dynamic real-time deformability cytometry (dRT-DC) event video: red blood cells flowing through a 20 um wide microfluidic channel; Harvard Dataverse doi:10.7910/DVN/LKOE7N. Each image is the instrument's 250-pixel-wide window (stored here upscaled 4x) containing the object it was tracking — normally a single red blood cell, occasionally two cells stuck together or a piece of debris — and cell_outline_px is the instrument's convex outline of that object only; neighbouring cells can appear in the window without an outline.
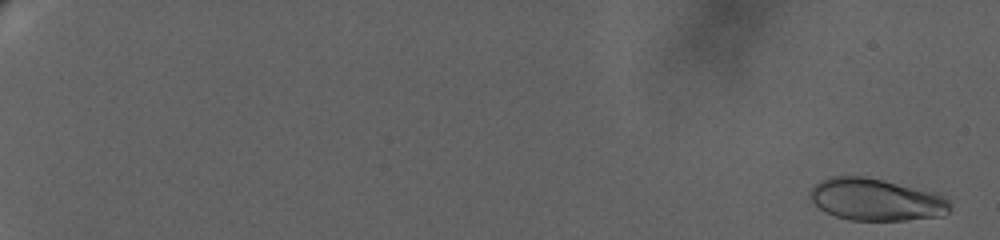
{"species": "human", "species_latin": "Homo sapiens", "temperature_condition": "warm", "stored_images_in_passage": 49, "camera_frame_rate_fps": 3000, "um_per_image_px": 0.085, "donor": {"sex": "female"}, "frame": {"image": 1, "passage_image": 3, "time_ms": 0.667, "image_size_px": [1000, 240], "cell_outline_px": [[948, 212], [944, 216], [904, 220], [852, 220], [836, 216], [820, 208], [808, 196], [812, 188], [820, 180], [828, 176], [864, 176], [944, 192], [948, 196]], "centroid_in_image_um": [74.54, 16.94], "position_along_channel_um": 10.5, "area_um2": 34.85}}
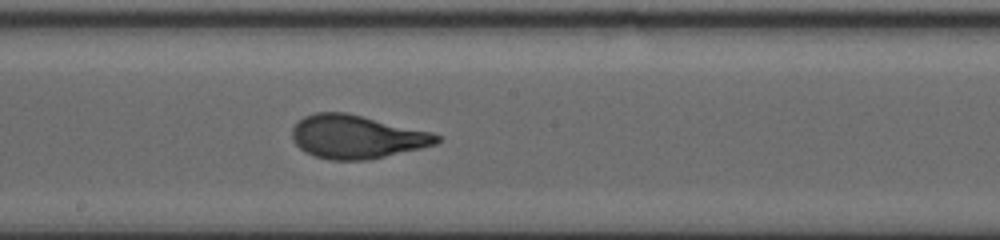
{"frame": {"image": 2, "passage_image": 33, "time_ms": 15.333, "image_size_px": [1000, 240], "cell_outline_px": [[444, 136], [436, 144], [420, 148], [368, 160], [328, 160], [304, 152], [292, 140], [292, 128], [304, 116], [316, 112], [348, 112], [432, 132]], "centroid_in_image_um": [30.32, 11.62], "position_along_channel_um": 217.9, "area_um2": 36.76}}
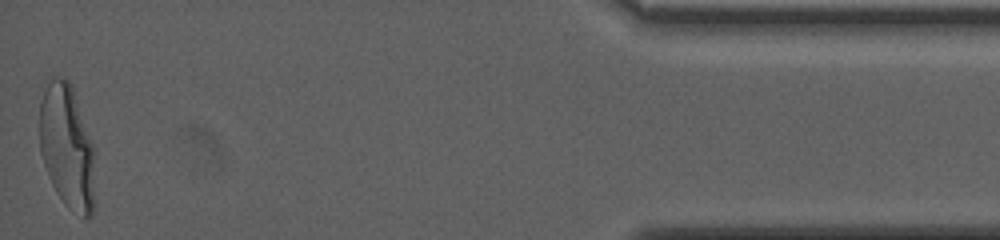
{"frame": {"image": 3, "passage_image": 49, "time_ms": 24.333, "image_size_px": [1000, 240], "cell_outline_px": [[92, 216], [84, 220], [68, 208], [64, 204], [56, 192], [48, 176], [40, 152], [40, 100], [52, 76], [56, 76], [68, 80], [72, 84], [92, 144]], "centroid_in_image_um": [5.66, 12.47], "position_along_channel_um": 429.5, "area_um2": 39.42}, "authors_computed_cell_mechanics": {"area_um2": 35.258, "velocity_mm_per_s": 3.0525, "shape_relaxation_time_tau1_ms": 5.5455, "shape_relaxation_time_tau2_ms": null, "deformation_change_tau1": 0.2143, "deformation_change_tau2": null}}